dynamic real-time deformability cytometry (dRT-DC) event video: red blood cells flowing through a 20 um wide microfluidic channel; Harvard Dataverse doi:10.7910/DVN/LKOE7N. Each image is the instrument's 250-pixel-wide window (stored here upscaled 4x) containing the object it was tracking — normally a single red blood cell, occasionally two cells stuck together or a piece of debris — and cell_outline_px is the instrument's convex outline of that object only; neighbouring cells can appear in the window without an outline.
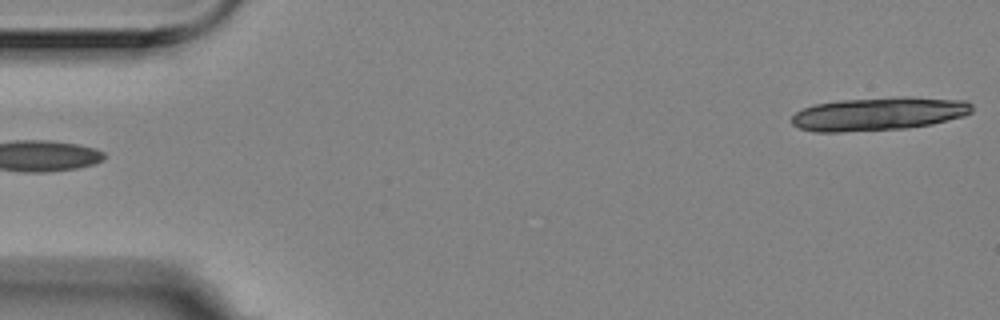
{"species": "Egyptian fruit bat (a non-hibernating species)", "species_latin": "Rousettus aegyptiacus", "temperature_condition": "room temperature", "stored_images_in_passage": 6, "camera_frame_rate_fps": 3000, "um_per_image_px": 0.085, "animal": {"sex": "female"}, "frame": {"image": 1, "passage_image": 6, "time_ms": 1.667, "image_size_px": [1000, 320], "cell_outline_px": [[972, 112], [964, 116], [932, 124], [904, 128], [844, 132], [812, 132], [800, 128], [792, 124], [792, 116], [796, 112], [804, 108], [816, 104], [840, 100], [900, 96], [968, 100], [972, 104]], "centroid_in_image_um": [74.71, 9.67], "position_along_channel_um": 10.3, "area_um2": 35.14}}